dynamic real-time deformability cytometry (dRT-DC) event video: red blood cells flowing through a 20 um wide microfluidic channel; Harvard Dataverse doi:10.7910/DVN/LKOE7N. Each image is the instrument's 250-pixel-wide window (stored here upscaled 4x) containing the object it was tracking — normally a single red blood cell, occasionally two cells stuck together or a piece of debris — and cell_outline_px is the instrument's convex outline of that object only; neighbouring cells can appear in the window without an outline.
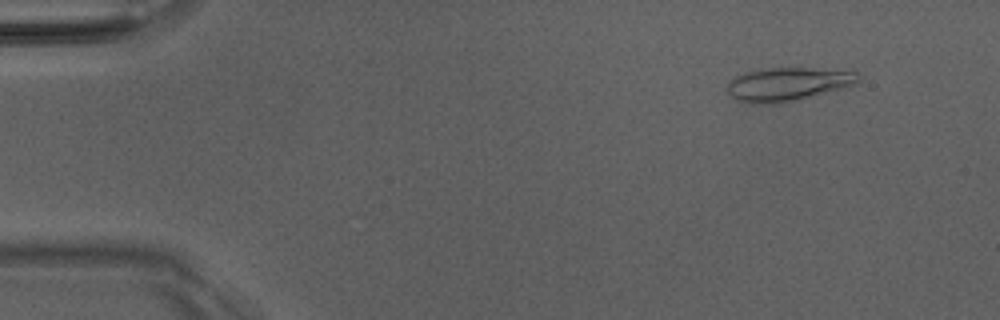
{"species": "Egyptian fruit bat (a non-hibernating species)", "species_latin": "Rousettus aegyptiacus", "temperature_condition": "room temperature", "stored_images_in_passage": 42, "camera_frame_rate_fps": 3000, "um_per_image_px": 0.085, "animal": {"sex": "male"}, "frame": {"image": 1, "passage_image": 2, "time_ms": 0.333, "image_size_px": [1000, 320], "cell_outline_px": [[860, 80], [856, 84], [800, 100], [784, 104], [744, 104], [728, 96], [728, 84], [736, 76], [744, 72], [760, 68], [812, 68], [856, 72]], "centroid_in_image_um": [66.9, 7.18], "position_along_channel_um": 18.1, "area_um2": 26.01}}
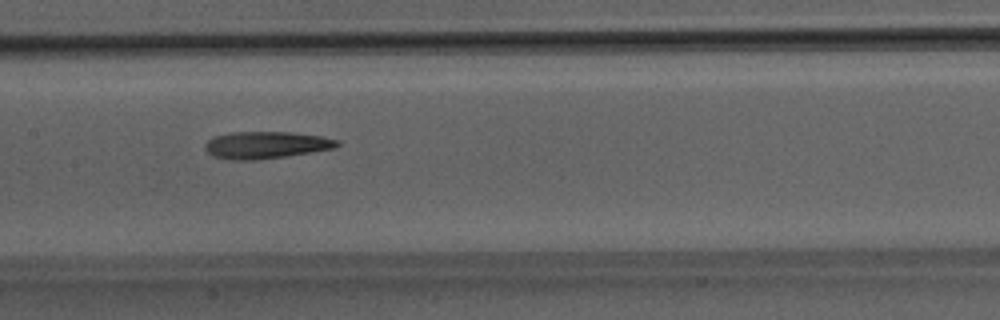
{"frame": {"image": 2, "passage_image": 22, "time_ms": 7.0, "image_size_px": [1000, 320], "cell_outline_px": [[340, 144], [336, 148], [312, 152], [256, 160], [228, 160], [212, 156], [204, 148], [204, 144], [212, 136], [232, 132], [292, 132], [320, 136], [340, 140]], "centroid_in_image_um": [22.59, 12.32], "position_along_channel_um": 184.8, "area_um2": 21.04}}
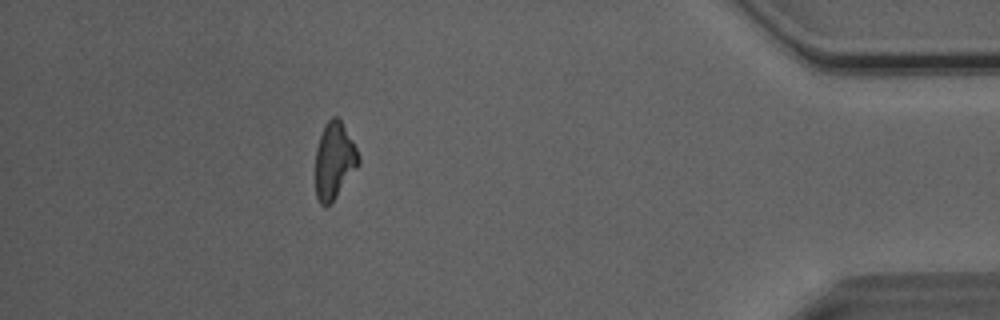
{"frame": {"image": 3, "passage_image": 42, "time_ms": 13.667, "image_size_px": [1000, 320], "cell_outline_px": [[360, 164], [336, 196], [324, 208], [320, 204], [316, 196], [316, 148], [320, 136], [328, 120], [332, 116], [340, 116], [360, 156]], "centroid_in_image_um": [28.42, 13.62], "position_along_channel_um": 406.8, "area_um2": 19.19}, "authors_computed_cell_mechanics": {"area_um2": 20.8658, "velocity_mm_per_s": 4.0781, "shape_relaxation_time_tau1_ms": null, "shape_relaxation_time_tau2_ms": 10.563, "deformation_change_tau1": null, "deformation_change_tau2": 0.3072}}